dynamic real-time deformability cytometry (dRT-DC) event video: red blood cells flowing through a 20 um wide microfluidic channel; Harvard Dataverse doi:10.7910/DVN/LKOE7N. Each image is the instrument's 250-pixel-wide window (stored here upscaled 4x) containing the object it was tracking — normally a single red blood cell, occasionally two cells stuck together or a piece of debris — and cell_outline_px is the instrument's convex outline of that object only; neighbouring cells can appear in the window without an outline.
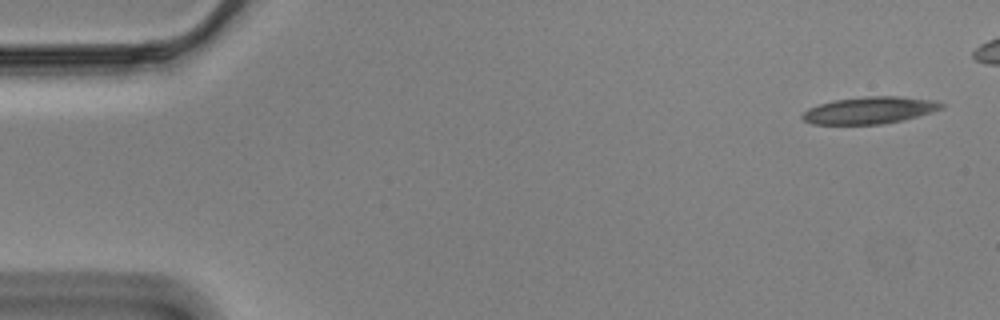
{"species": "Egyptian fruit bat (a non-hibernating species)", "species_latin": "Rousettus aegyptiacus", "temperature_condition": "cold", "stored_images_in_passage": 49, "camera_frame_rate_fps": 3000, "um_per_image_px": 0.085, "animal": {"sex": "male"}, "frame": {"image": 1, "passage_image": 1, "time_ms": 0.0, "image_size_px": [1000, 320], "cell_outline_px": [[944, 108], [932, 112], [900, 120], [880, 124], [812, 124], [804, 120], [800, 116], [808, 108], [820, 104], [836, 100], [864, 96], [900, 96], [936, 100], [944, 104]], "centroid_in_image_um": [73.93, 9.36], "position_along_channel_um": 11.1, "area_um2": 21.73}}
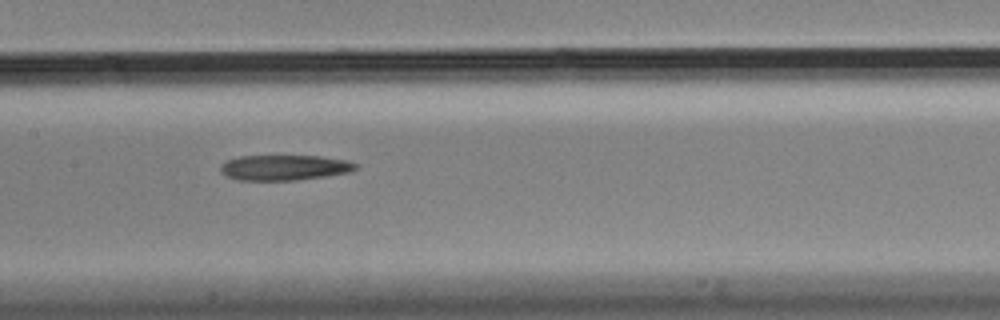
{"frame": {"image": 2, "passage_image": 26, "time_ms": 8.333, "image_size_px": [1000, 320], "cell_outline_px": [[356, 168], [348, 172], [328, 176], [296, 180], [236, 180], [220, 172], [220, 164], [228, 160], [240, 156], [320, 156], [348, 160], [356, 164]], "centroid_in_image_um": [24.15, 14.24], "position_along_channel_um": 183.2, "area_um2": 19.94}}
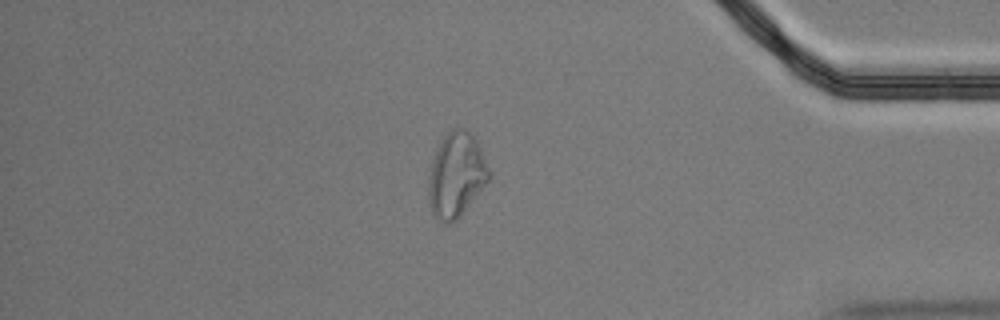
{"frame": {"image": 3, "passage_image": 47, "time_ms": 15.333, "image_size_px": [1000, 320], "cell_outline_px": [[492, 176], [460, 216], [456, 220], [448, 224], [444, 224], [432, 212], [428, 200], [428, 180], [432, 160], [444, 136], [452, 128], [468, 128], [476, 140], [492, 172]], "centroid_in_image_um": [38.8, 14.86], "position_along_channel_um": 396.4, "area_um2": 29.82}}